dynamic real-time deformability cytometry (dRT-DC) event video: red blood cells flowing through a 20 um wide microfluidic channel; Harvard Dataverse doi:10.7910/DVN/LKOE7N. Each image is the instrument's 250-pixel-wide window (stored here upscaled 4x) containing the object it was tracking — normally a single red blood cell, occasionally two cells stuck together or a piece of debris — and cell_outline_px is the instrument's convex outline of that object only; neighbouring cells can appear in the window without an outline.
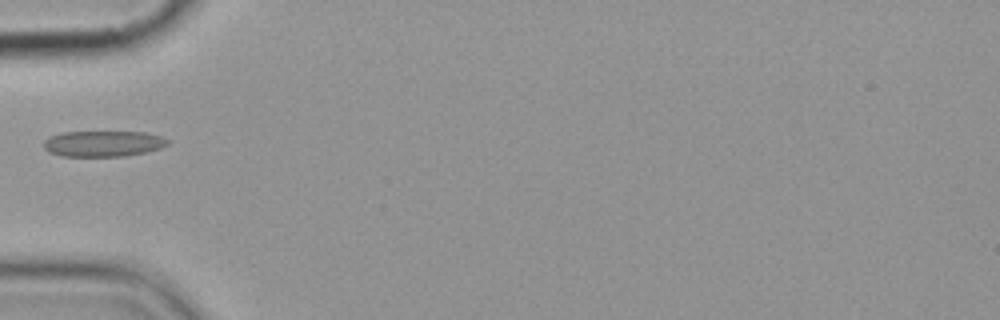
{"species": "common noctule bat (a hibernating species)", "species_latin": "Nyctalus noctula", "temperature_condition": "cold", "stored_images_in_passage": 8, "camera_frame_rate_fps": 3000, "um_per_image_px": 0.085, "animal": {"sex": "female", "body_mass_g": 19.9}, "frame": {"image": 1, "passage_image": 5, "time_ms": 5.667, "image_size_px": [1000, 320], "cell_outline_px": [[172, 140], [168, 144], [160, 148], [148, 152], [124, 156], [60, 156], [48, 152], [44, 148], [44, 140], [48, 136], [64, 132], [144, 132], [160, 136]], "centroid_in_image_um": [8.77, 12.21], "position_along_channel_um": 76.2, "area_um2": 18.84}}
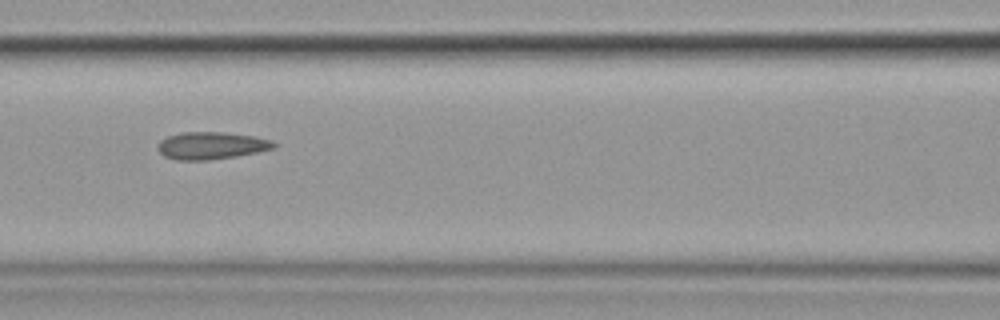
{"frame": {"image": 2, "passage_image": 7, "time_ms": 7.667, "image_size_px": [1000, 320], "cell_outline_px": [[276, 148], [236, 156], [208, 160], [176, 160], [164, 156], [156, 148], [156, 144], [160, 140], [168, 136], [180, 132], [224, 132], [256, 136], [272, 140], [276, 144]], "centroid_in_image_um": [17.94, 12.37], "position_along_channel_um": 148.7, "area_um2": 18.67}}
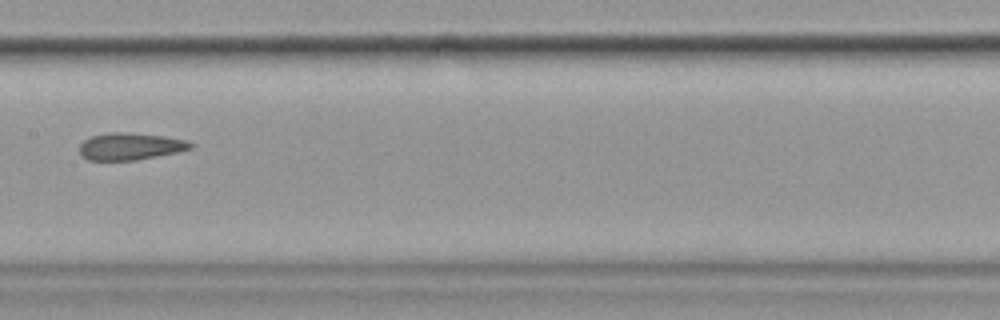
{"frame": {"image": 3, "passage_image": 8, "time_ms": 9.0, "image_size_px": [1000, 320], "cell_outline_px": [[196, 144], [192, 148], [176, 152], [136, 160], [88, 160], [80, 156], [80, 144], [84, 140], [92, 136], [108, 132], [132, 132], [164, 136], [188, 140]], "centroid_in_image_um": [11.08, 12.43], "position_along_channel_um": 196.3, "area_um2": 17.69}}